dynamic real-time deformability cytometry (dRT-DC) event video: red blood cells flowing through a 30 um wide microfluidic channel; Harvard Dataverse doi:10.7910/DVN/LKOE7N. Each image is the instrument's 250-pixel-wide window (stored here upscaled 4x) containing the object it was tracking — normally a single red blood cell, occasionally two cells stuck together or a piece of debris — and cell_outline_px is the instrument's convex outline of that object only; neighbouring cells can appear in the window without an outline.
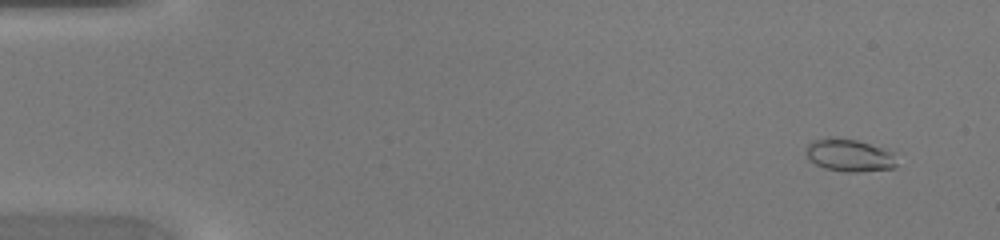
{"species": "common noctule bat (a hibernating species)", "species_latin": "Nyctalus noctula", "temperature_condition": "warm", "stored_images_in_passage": 48, "camera_frame_rate_fps": 3000, "um_per_image_px": 0.085, "animal": {"sex": "female", "body_mass_g": 20.0, "forearm_length_mm": 54.0}, "frame": {"image": 1, "passage_image": 4, "time_ms": 1.0, "image_size_px": [1000, 240], "cell_outline_px": [[896, 168], [860, 172], [844, 172], [824, 168], [808, 160], [808, 144], [812, 140], [828, 136], [832, 136], [856, 140], [892, 152], [896, 164]], "centroid_in_image_um": [72.16, 13.2], "position_along_channel_um": 12.8, "area_um2": 17.17}}
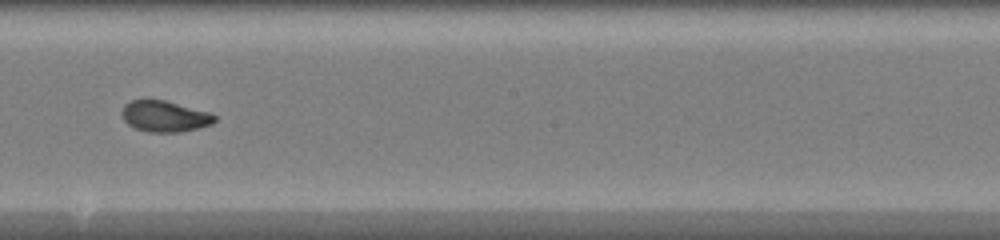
{"frame": {"image": 2, "passage_image": 28, "time_ms": 9.0, "image_size_px": [1000, 240], "cell_outline_px": [[216, 120], [212, 124], [180, 132], [148, 132], [136, 128], [128, 124], [124, 120], [120, 112], [124, 104], [132, 100], [164, 100], [212, 112], [216, 116]], "centroid_in_image_um": [14.01, 9.88], "position_along_channel_um": 234.2, "area_um2": 16.88}}
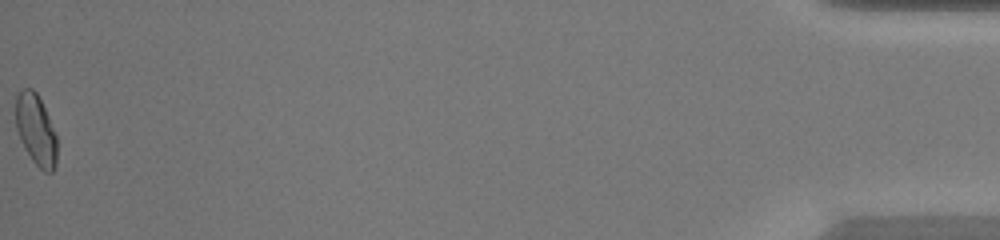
{"frame": {"image": 3, "passage_image": 48, "time_ms": 15.667, "image_size_px": [1000, 240], "cell_outline_px": [[56, 164], [52, 172], [44, 172], [32, 160], [24, 148], [20, 140], [16, 128], [16, 96], [24, 88], [32, 88], [36, 92], [48, 116], [56, 136]], "centroid_in_image_um": [3.04, 11.05], "position_along_channel_um": 432.2, "area_um2": 16.82}}